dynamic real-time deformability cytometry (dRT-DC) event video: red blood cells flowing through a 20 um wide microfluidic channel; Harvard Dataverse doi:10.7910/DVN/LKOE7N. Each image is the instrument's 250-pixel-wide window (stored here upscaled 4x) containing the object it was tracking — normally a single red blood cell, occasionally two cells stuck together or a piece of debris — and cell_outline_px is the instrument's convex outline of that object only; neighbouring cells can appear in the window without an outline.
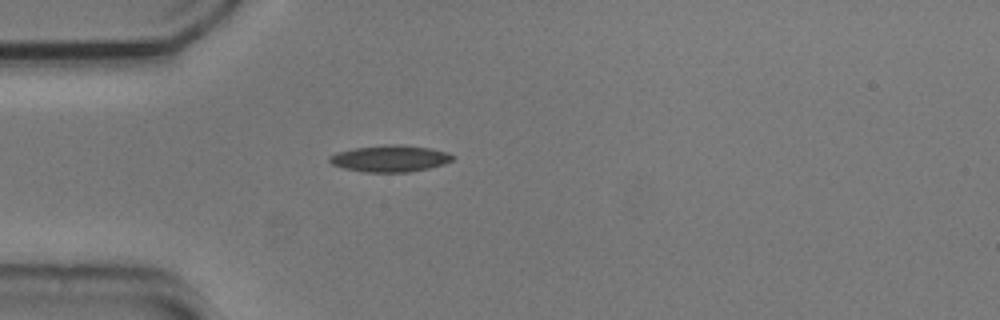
{"species": "common noctule bat (a hibernating species)", "species_latin": "Nyctalus noctula", "temperature_condition": "cold", "stored_images_in_passage": 40, "camera_frame_rate_fps": 3000, "um_per_image_px": 0.085, "animal": {"sex": "male", "body_mass_g": 20.5, "forearm_length_mm": 52.5}, "frame": {"image": 1, "passage_image": 1, "time_ms": 0.0, "image_size_px": [1000, 320], "cell_outline_px": [[456, 156], [452, 160], [444, 164], [428, 168], [408, 172], [364, 172], [344, 168], [332, 164], [328, 160], [328, 156], [336, 152], [356, 148], [384, 144], [400, 144], [428, 148], [444, 152]], "centroid_in_image_um": [33.12, 13.47], "position_along_channel_um": 51.9, "area_um2": 19.02}}
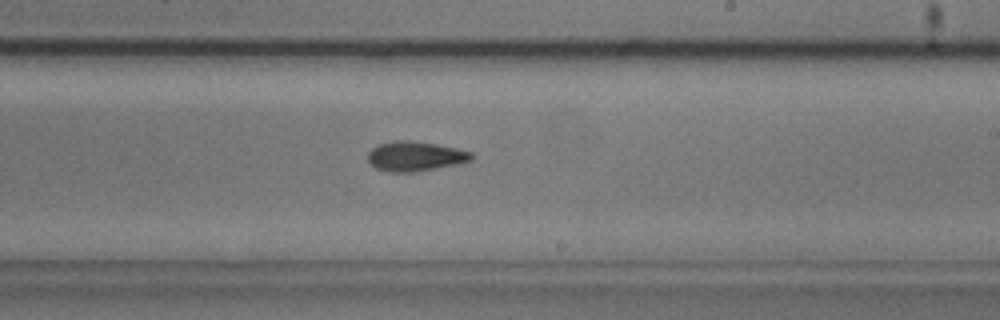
{"frame": {"image": 2, "passage_image": 18, "time_ms": 5.667, "image_size_px": [1000, 320], "cell_outline_px": [[476, 156], [472, 160], [460, 164], [412, 172], [388, 172], [376, 168], [368, 160], [368, 152], [376, 144], [392, 140], [412, 140], [436, 144], [456, 148], [472, 152]], "centroid_in_image_um": [35.31, 13.27], "position_along_channel_um": 253.7, "area_um2": 18.21}}
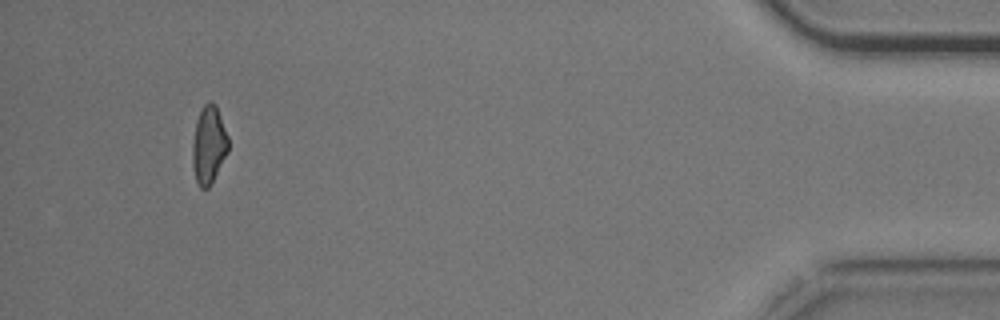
{"frame": {"image": 3, "passage_image": 37, "time_ms": 12.0, "image_size_px": [1000, 320], "cell_outline_px": [[228, 152], [208, 188], [200, 188], [196, 180], [192, 168], [192, 144], [196, 120], [204, 104], [208, 100], [216, 104], [228, 136]], "centroid_in_image_um": [17.73, 12.3], "position_along_channel_um": 417.5, "area_um2": 16.24}, "authors_computed_cell_mechanics": {"area_um2": 17.4556, "velocity_mm_per_s": 3.7006, "shape_relaxation_time_tau1_ms": 2.7198, "shape_relaxation_time_tau2_ms": 3.327, "deformation_change_tau1": 0.1055, "deformation_change_tau2": 0.102}}